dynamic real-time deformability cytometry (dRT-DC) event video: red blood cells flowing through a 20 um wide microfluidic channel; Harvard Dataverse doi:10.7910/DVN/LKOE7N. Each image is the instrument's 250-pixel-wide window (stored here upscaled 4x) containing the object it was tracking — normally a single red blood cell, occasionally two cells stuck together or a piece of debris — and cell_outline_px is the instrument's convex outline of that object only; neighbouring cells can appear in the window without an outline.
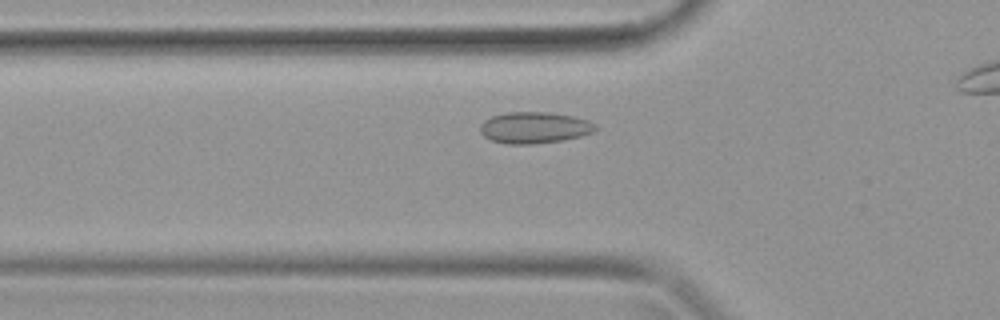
{"species": "common noctule bat (a hibernating species)", "species_latin": "Nyctalus noctula", "temperature_condition": "warm", "stored_images_in_passage": 30, "camera_frame_rate_fps": 3000, "um_per_image_px": 0.085, "animal": {"sex": "female", "body_mass_g": 19.9}, "frame": {"image": 1, "passage_image": 9, "time_ms": 2.667, "image_size_px": [1000, 320], "cell_outline_px": [[596, 132], [564, 140], [532, 144], [508, 144], [492, 140], [484, 136], [480, 132], [480, 124], [484, 120], [492, 116], [508, 112], [548, 112], [576, 116], [588, 120], [596, 124]], "centroid_in_image_um": [45.45, 10.84], "position_along_channel_um": 80.3, "area_um2": 21.27}}
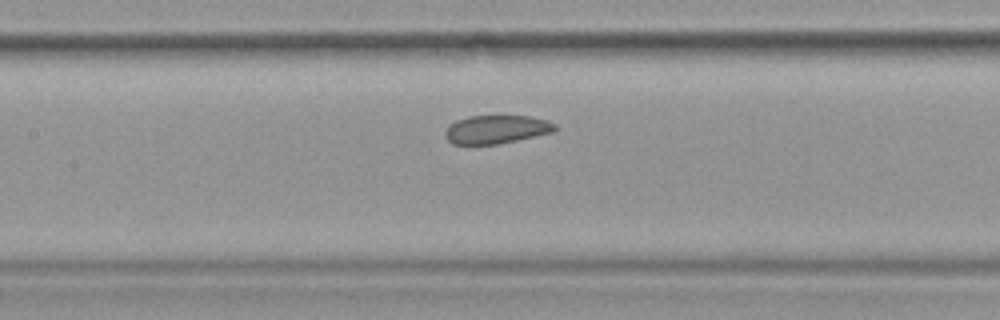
{"frame": {"image": 2, "passage_image": 14, "time_ms": 4.333, "image_size_px": [1000, 320], "cell_outline_px": [[556, 132], [496, 144], [452, 144], [444, 136], [444, 132], [448, 124], [456, 120], [468, 116], [528, 116], [548, 120], [556, 124]], "centroid_in_image_um": [42.18, 10.99], "position_along_channel_um": 165.2, "area_um2": 18.32}}
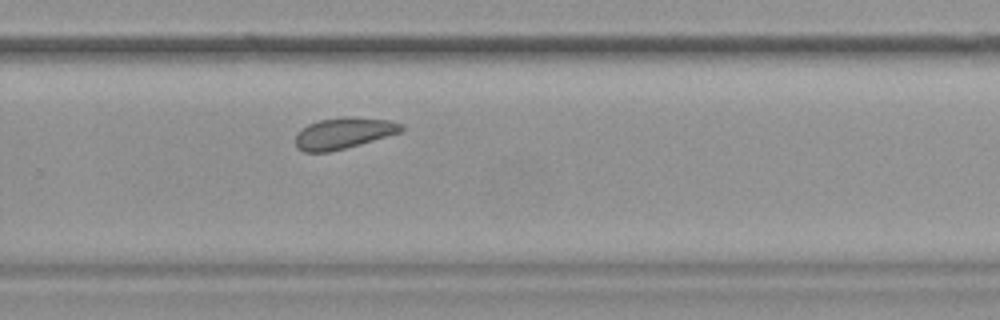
{"frame": {"image": 3, "passage_image": 22, "time_ms": 7.0, "image_size_px": [1000, 320], "cell_outline_px": [[404, 128], [400, 132], [360, 144], [328, 152], [304, 152], [296, 148], [296, 132], [300, 128], [308, 124], [320, 120], [348, 116], [388, 120], [404, 124]], "centroid_in_image_um": [29.17, 11.31], "position_along_channel_um": 300.6, "area_um2": 19.19}}